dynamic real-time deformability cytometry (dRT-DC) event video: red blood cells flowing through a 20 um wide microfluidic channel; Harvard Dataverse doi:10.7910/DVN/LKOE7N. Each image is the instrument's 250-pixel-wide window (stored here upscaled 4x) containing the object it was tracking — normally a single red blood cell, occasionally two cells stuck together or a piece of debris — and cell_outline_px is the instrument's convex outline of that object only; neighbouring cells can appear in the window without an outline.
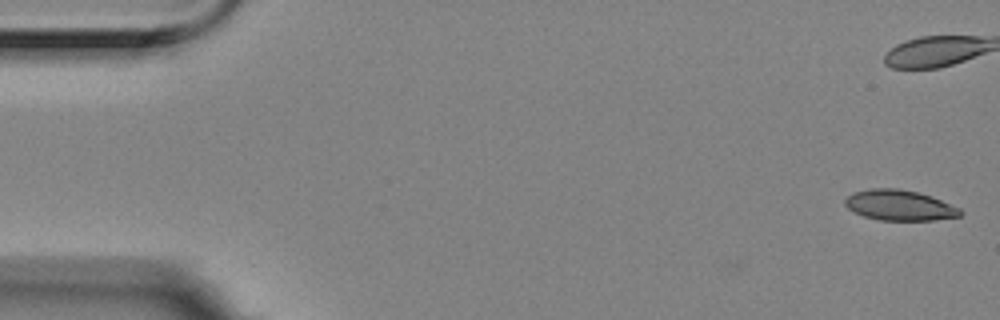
{"species": "Egyptian fruit bat (a non-hibernating species)", "species_latin": "Rousettus aegyptiacus", "temperature_condition": "room temperature", "stored_images_in_passage": 3, "camera_frame_rate_fps": 3000, "um_per_image_px": 0.085, "animal": {"sex": "female"}, "frame": {"image": 1, "passage_image": 1, "time_ms": 0.0, "image_size_px": [1000, 320], "cell_outline_px": [[964, 212], [960, 216], [932, 220], [880, 220], [864, 216], [852, 212], [844, 204], [844, 200], [852, 192], [868, 188], [900, 188], [916, 192], [940, 200], [960, 208]], "centroid_in_image_um": [76.41, 17.44], "position_along_channel_um": 8.6, "area_um2": 20.46}}